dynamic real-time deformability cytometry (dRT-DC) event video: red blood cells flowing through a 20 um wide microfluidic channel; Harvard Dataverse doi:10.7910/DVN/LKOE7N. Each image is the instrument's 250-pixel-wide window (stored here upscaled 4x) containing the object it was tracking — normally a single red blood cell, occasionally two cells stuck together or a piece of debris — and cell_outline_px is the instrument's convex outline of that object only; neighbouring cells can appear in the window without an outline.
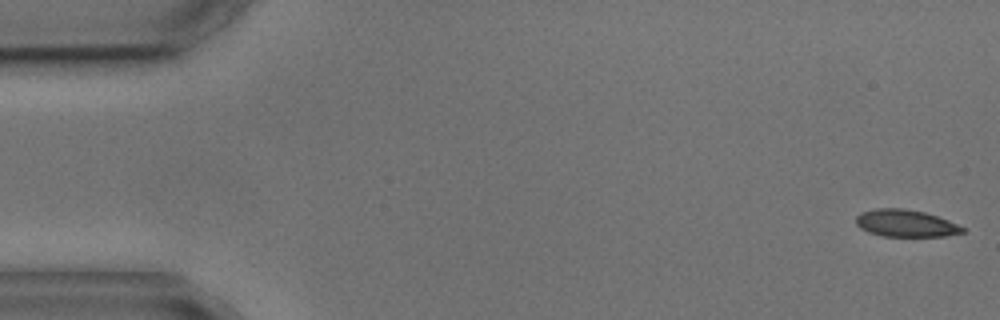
{"species": "common noctule bat (a hibernating species)", "species_latin": "Nyctalus noctula", "temperature_condition": "cold", "stored_images_in_passage": 5, "camera_frame_rate_fps": 3000, "um_per_image_px": 0.085, "animal": {"sex": "male", "body_mass_g": 17.9, "forearm_length_mm": 54.2}, "frame": {"image": 1, "passage_image": 1, "time_ms": 0.0, "image_size_px": [1000, 320], "cell_outline_px": [[964, 232], [944, 236], [880, 236], [868, 232], [860, 228], [856, 224], [856, 216], [860, 212], [876, 208], [904, 208], [924, 212], [948, 220], [964, 228]], "centroid_in_image_um": [76.93, 18.97], "position_along_channel_um": 8.1, "area_um2": 16.82}}